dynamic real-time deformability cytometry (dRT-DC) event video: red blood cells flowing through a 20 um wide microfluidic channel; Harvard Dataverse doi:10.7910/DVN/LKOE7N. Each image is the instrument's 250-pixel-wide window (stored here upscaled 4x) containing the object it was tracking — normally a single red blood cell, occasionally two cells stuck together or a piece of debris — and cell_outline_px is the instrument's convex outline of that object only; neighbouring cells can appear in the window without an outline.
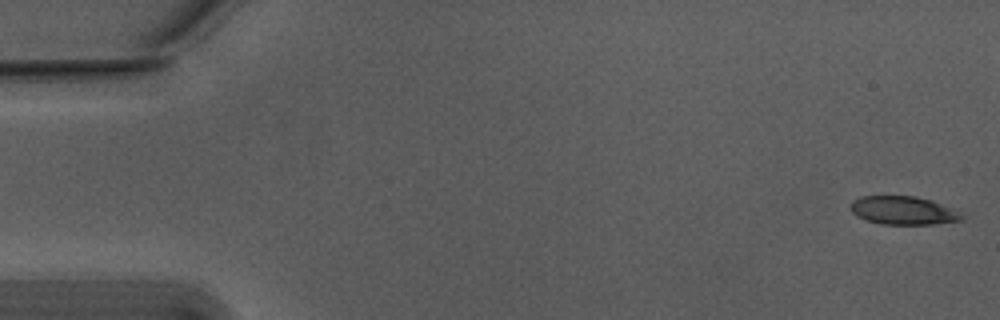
{"species": "Egyptian fruit bat (a non-hibernating species)", "species_latin": "Rousettus aegyptiacus", "temperature_condition": "warm", "stored_images_in_passage": 56, "camera_frame_rate_fps": 3000, "um_per_image_px": 0.085, "animal": {"sex": "male"}, "frame": {"image": 1, "passage_image": 1, "time_ms": 0.0, "image_size_px": [1000, 320], "cell_outline_px": [[964, 220], [932, 224], [880, 224], [856, 216], [852, 212], [852, 200], [860, 196], [916, 196], [932, 200], [964, 216]], "centroid_in_image_um": [76.74, 17.89], "position_along_channel_um": 8.3, "area_um2": 18.09}}
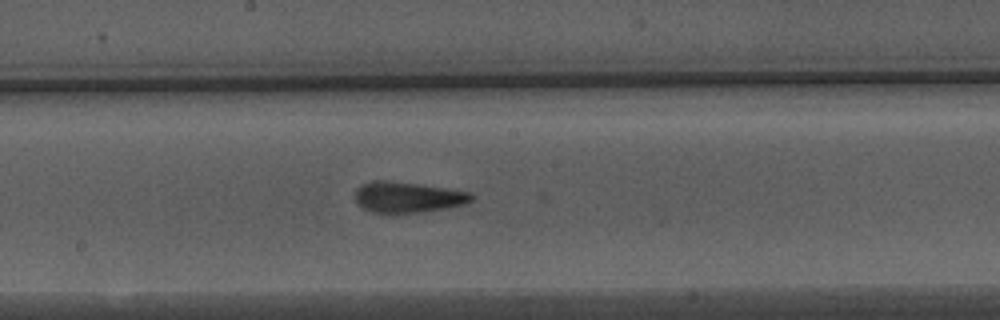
{"frame": {"image": 2, "passage_image": 29, "time_ms": 9.333, "image_size_px": [1000, 320], "cell_outline_px": [[476, 196], [472, 200], [464, 204], [444, 208], [396, 216], [372, 212], [364, 208], [356, 200], [356, 188], [364, 184], [376, 180], [384, 180], [416, 184], [444, 188], [468, 192]], "centroid_in_image_um": [34.63, 16.8], "position_along_channel_um": 213.6, "area_um2": 20.92}}
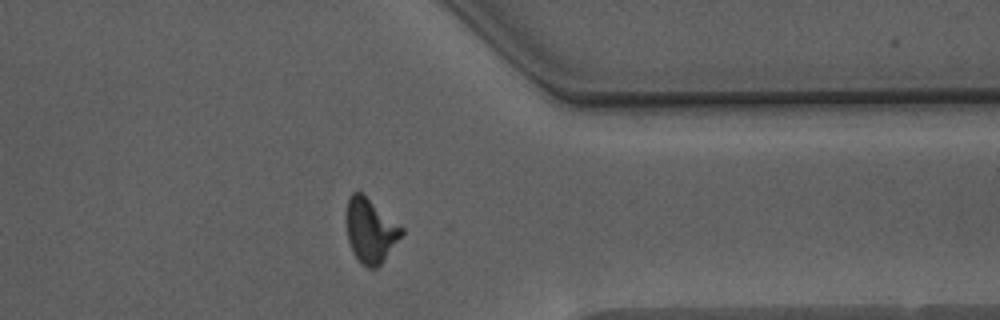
{"frame": {"image": 3, "passage_image": 43, "time_ms": 14.0, "image_size_px": [1000, 320], "cell_outline_px": [[404, 232], [384, 260], [376, 268], [368, 268], [352, 252], [348, 240], [344, 220], [348, 200], [352, 192], [360, 192], [404, 228]], "centroid_in_image_um": [31.46, 19.59], "position_along_channel_um": 379.9, "area_um2": 20.52}, "authors_computed_cell_mechanics": {"area_um2": 20.0566, "velocity_mm_per_s": 3.7695, "shape_relaxation_time_tau1_ms": null, "shape_relaxation_time_tau2_ms": 2.0243, "deformation_change_tau1": null, "deformation_change_tau2": 0.1242}}